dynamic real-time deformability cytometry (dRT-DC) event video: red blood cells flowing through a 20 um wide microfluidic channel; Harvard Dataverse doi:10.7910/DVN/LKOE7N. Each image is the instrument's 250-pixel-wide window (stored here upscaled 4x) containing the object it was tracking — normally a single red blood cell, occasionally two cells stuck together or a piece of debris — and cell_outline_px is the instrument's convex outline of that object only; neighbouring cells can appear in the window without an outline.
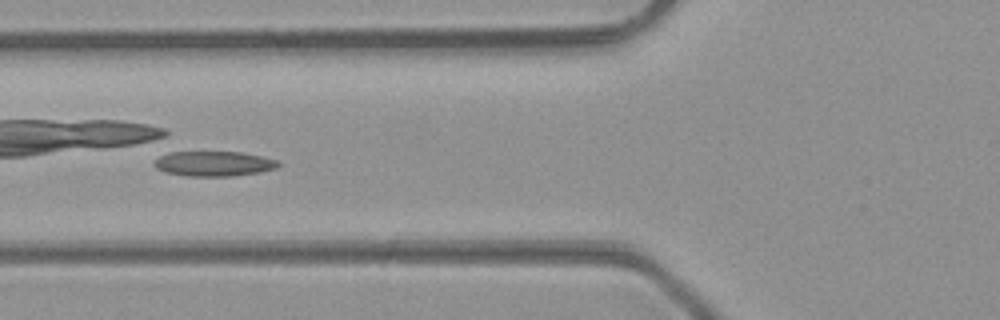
{"species": "common noctule bat (a hibernating species)", "species_latin": "Nyctalus noctula", "temperature_condition": "room temperature", "stored_images_in_passage": 42, "camera_frame_rate_fps": 3000, "um_per_image_px": 0.085, "animal": {"sex": "male", "body_mass_g": 23.1, "forearm_length_mm": 52.7}, "frame": {"image": 1, "passage_image": 13, "time_ms": 4.0, "image_size_px": [1000, 320], "cell_outline_px": [[280, 164], [276, 168], [260, 172], [232, 176], [188, 176], [168, 172], [156, 168], [152, 164], [160, 156], [172, 152], [240, 152], [260, 156], [276, 160]], "centroid_in_image_um": [18.18, 13.91], "position_along_channel_um": 107.6, "area_um2": 17.8}}
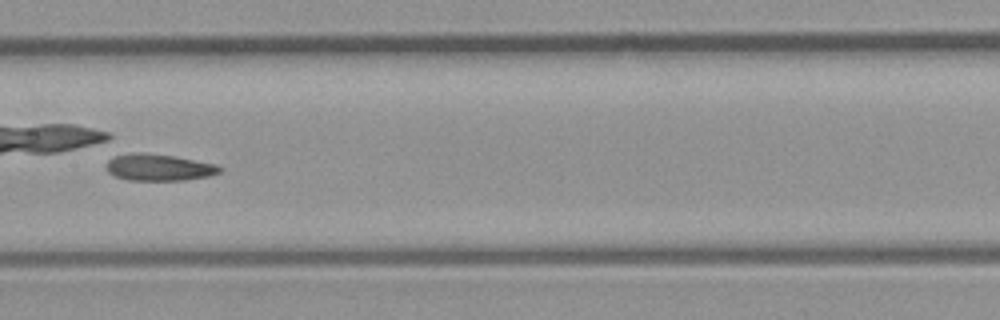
{"frame": {"image": 2, "passage_image": 19, "time_ms": 6.0, "image_size_px": [1000, 320], "cell_outline_px": [[224, 168], [220, 172], [208, 176], [184, 180], [128, 180], [116, 176], [108, 172], [108, 160], [116, 156], [136, 152], [140, 152], [172, 156], [216, 164]], "centroid_in_image_um": [13.54, 14.23], "position_along_channel_um": 193.9, "area_um2": 17.34}}
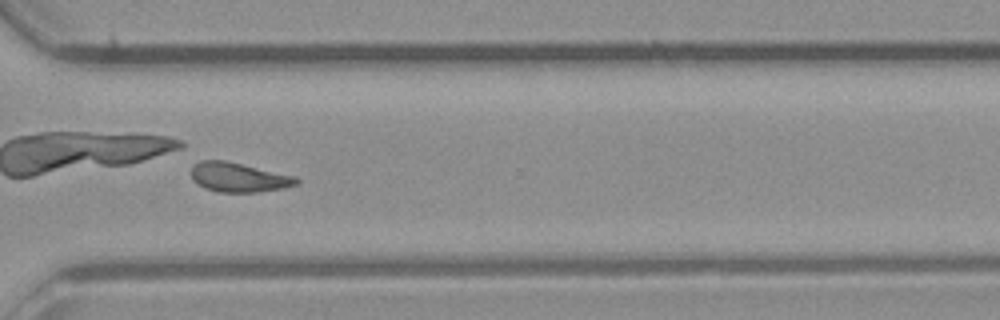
{"frame": {"image": 3, "passage_image": 30, "time_ms": 9.667, "image_size_px": [1000, 320], "cell_outline_px": [[300, 184], [284, 188], [256, 192], [220, 192], [204, 188], [192, 180], [192, 164], [200, 160], [224, 160], [296, 176], [300, 180]], "centroid_in_image_um": [20.3, 15.07], "position_along_channel_um": 350.3, "area_um2": 18.15}, "authors_computed_cell_mechanics": {"area_um2": 18.0914, "velocity_mm_per_s": 4.2676, "shape_relaxation_time_tau1_ms": 6.2443, "shape_relaxation_time_tau2_ms": null, "deformation_change_tau1": 0.218, "deformation_change_tau2": null}}